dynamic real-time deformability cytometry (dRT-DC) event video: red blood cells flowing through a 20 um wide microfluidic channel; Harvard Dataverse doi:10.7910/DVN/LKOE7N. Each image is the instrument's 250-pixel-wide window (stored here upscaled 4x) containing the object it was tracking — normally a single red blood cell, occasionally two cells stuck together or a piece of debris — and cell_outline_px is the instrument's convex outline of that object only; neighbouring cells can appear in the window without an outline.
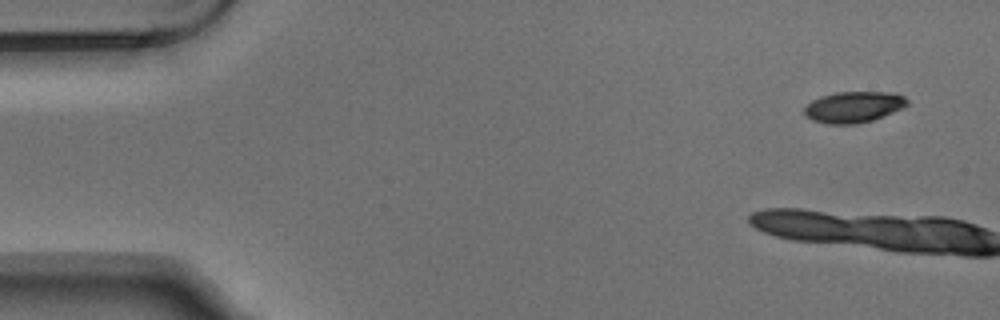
{"species": "Egyptian fruit bat (a non-hibernating species)", "species_latin": "Rousettus aegyptiacus", "temperature_condition": "warm", "stored_images_in_passage": 6, "camera_frame_rate_fps": 3000, "um_per_image_px": 0.085, "animal": {"sex": "male"}, "frame": {"image": 1, "passage_image": 1, "time_ms": 0.0, "image_size_px": [1000, 320], "cell_outline_px": [[908, 104], [904, 108], [884, 116], [872, 120], [856, 124], [828, 124], [812, 120], [804, 116], [804, 108], [812, 100], [820, 96], [836, 92], [896, 92], [904, 96], [908, 100]], "centroid_in_image_um": [72.57, 9.09], "position_along_channel_um": 12.4, "area_um2": 18.9}}
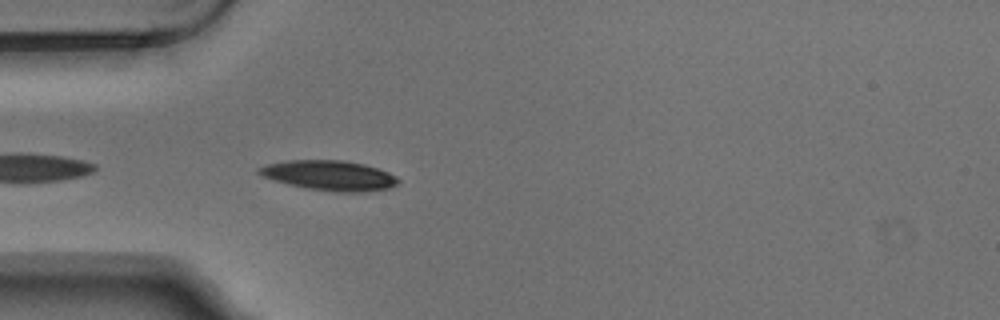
{"frame": {"image": 2, "passage_image": 6, "time_ms": 1.667, "image_size_px": [1000, 320], "cell_outline_px": [[400, 180], [396, 184], [388, 188], [368, 192], [336, 192], [308, 188], [288, 184], [264, 176], [256, 172], [256, 168], [264, 164], [288, 160], [344, 160], [364, 164], [388, 172], [396, 176]], "centroid_in_image_um": [27.99, 14.9], "position_along_channel_um": 57.0, "area_um2": 24.28}}